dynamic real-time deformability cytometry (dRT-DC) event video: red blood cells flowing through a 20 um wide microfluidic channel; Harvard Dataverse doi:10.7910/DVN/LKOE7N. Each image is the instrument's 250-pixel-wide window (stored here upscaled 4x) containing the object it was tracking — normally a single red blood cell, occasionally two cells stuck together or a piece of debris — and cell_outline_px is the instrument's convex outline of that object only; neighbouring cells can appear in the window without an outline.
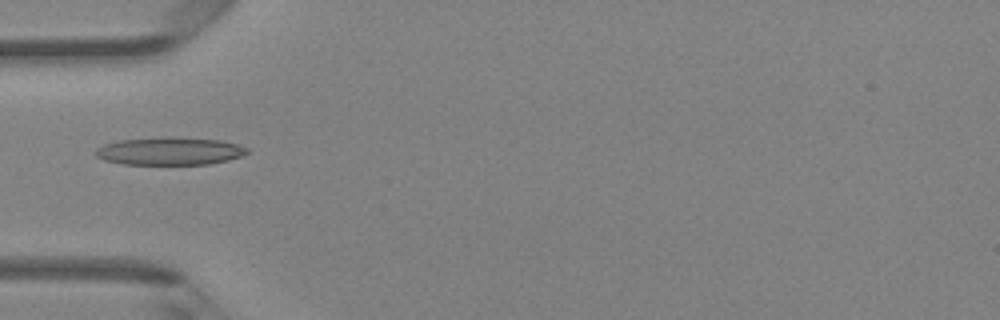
{"species": "Egyptian fruit bat (a non-hibernating species)", "species_latin": "Rousettus aegyptiacus", "temperature_condition": "room temperature", "stored_images_in_passage": 48, "camera_frame_rate_fps": 3000, "um_per_image_px": 0.085, "animal": {"sex": "female"}, "frame": {"image": 1, "passage_image": 16, "time_ms": 5.0, "image_size_px": [1000, 320], "cell_outline_px": [[248, 152], [240, 156], [228, 160], [208, 164], [124, 164], [104, 160], [96, 156], [92, 152], [96, 148], [104, 144], [120, 140], [168, 136], [220, 140], [236, 144], [248, 148]], "centroid_in_image_um": [14.38, 12.84], "position_along_channel_um": 70.6, "area_um2": 24.57}}
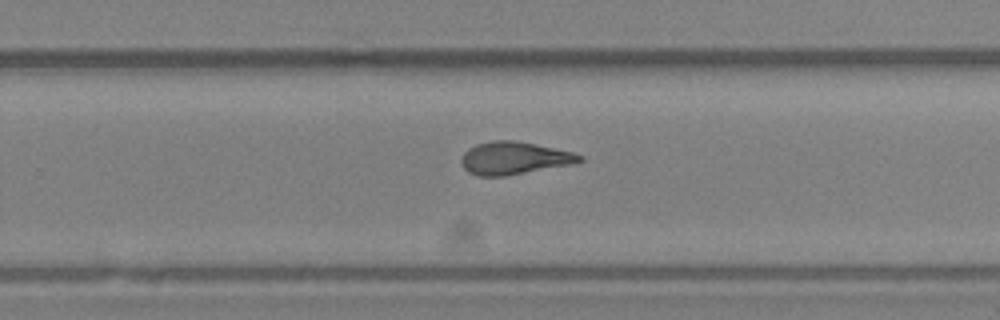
{"frame": {"image": 2, "passage_image": 31, "time_ms": 10.0, "image_size_px": [1000, 320], "cell_outline_px": [[584, 160], [572, 164], [504, 176], [480, 176], [468, 172], [460, 164], [460, 160], [464, 152], [468, 148], [476, 144], [492, 140], [512, 140], [536, 144], [572, 152], [584, 156]], "centroid_in_image_um": [43.67, 13.43], "position_along_channel_um": 286.1, "area_um2": 22.48}}
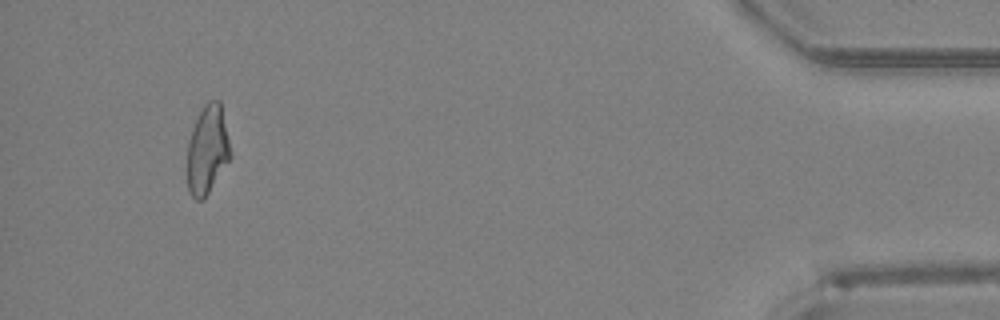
{"frame": {"image": 3, "passage_image": 45, "time_ms": 14.667, "image_size_px": [1000, 320], "cell_outline_px": [[232, 156], [204, 200], [196, 200], [192, 196], [188, 188], [188, 144], [192, 128], [204, 104], [208, 100], [220, 100], [232, 152]], "centroid_in_image_um": [17.65, 12.73], "position_along_channel_um": 417.5, "area_um2": 22.31}, "authors_computed_cell_mechanics": {"area_um2": 22.6287, "velocity_mm_per_s": 4.3143, "shape_relaxation_time_tau1_ms": 7.2441, "shape_relaxation_time_tau2_ms": 1.8113, "deformation_change_tau1": 0.216, "deformation_change_tau2": 0.1008}}